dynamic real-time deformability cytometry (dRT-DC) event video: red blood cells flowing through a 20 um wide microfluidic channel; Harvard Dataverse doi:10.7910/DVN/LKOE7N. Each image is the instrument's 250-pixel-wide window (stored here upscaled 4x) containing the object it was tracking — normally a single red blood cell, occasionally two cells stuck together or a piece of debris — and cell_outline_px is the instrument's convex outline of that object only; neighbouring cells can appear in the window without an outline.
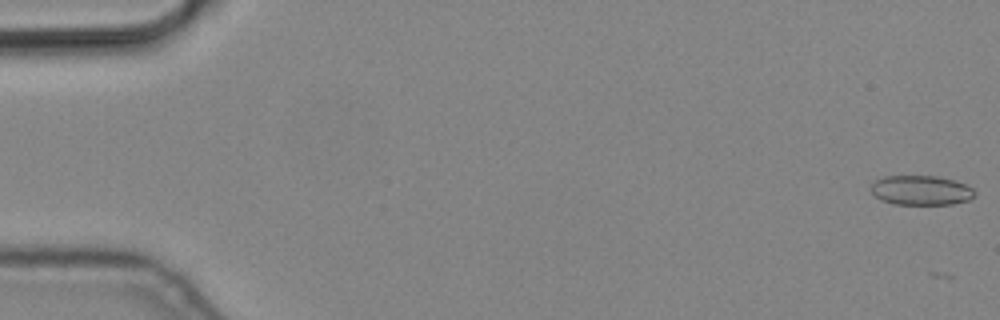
{"species": "common noctule bat (a hibernating species)", "species_latin": "Nyctalus noctula", "temperature_condition": "cold", "stored_images_in_passage": 5, "camera_frame_rate_fps": 3000, "um_per_image_px": 0.085, "animal": {"sex": "male", "body_mass_g": 19.2, "forearm_length_mm": 51.8}, "frame": {"image": 1, "passage_image": 1, "time_ms": 0.0, "image_size_px": [1000, 320], "cell_outline_px": [[976, 192], [968, 200], [952, 204], [892, 204], [880, 200], [872, 192], [872, 184], [876, 180], [884, 176], [936, 176], [952, 180], [964, 184], [972, 188]], "centroid_in_image_um": [78.27, 16.18], "position_along_channel_um": 6.7, "area_um2": 17.69}}